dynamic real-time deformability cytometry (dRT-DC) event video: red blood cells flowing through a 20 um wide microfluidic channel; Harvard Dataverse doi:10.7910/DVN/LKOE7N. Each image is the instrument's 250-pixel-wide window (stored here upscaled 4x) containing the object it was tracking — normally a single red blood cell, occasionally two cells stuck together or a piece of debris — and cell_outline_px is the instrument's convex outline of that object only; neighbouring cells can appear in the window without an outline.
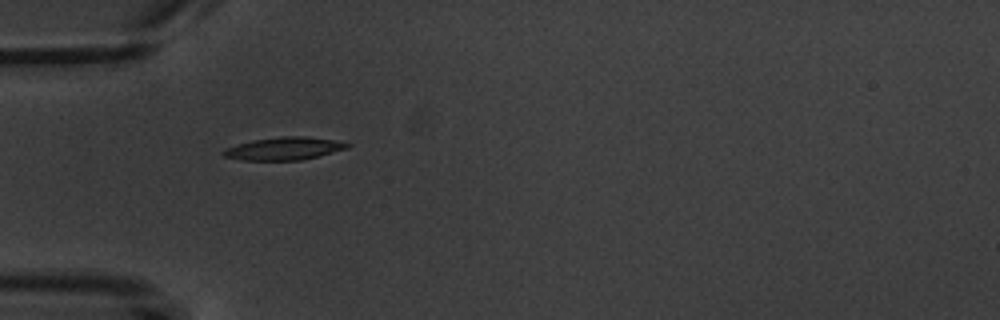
{"species": "common noctule bat (a hibernating species)", "species_latin": "Nyctalus noctula", "temperature_condition": "warm", "stored_images_in_passage": 9, "camera_frame_rate_fps": 3000, "um_per_image_px": 0.085, "animal": {"sex": "male", "body_mass_g": 20.1, "forearm_length_mm": 53.5}, "frame": {"image": 1, "passage_image": 6, "time_ms": 5.667, "image_size_px": [1000, 320], "cell_outline_px": [[352, 144], [348, 148], [300, 160], [240, 160], [224, 156], [220, 152], [224, 148], [252, 140], [280, 136], [304, 136], [332, 140]], "centroid_in_image_um": [24.08, 12.62], "position_along_channel_um": 60.9, "area_um2": 16.3}}
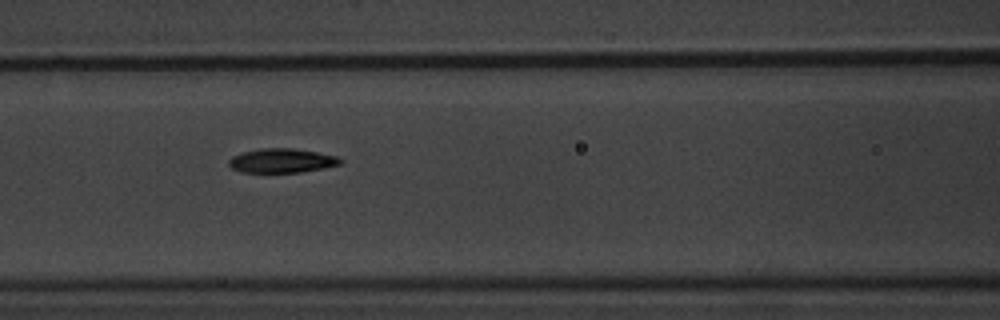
{"frame": {"image": 2, "passage_image": 8, "time_ms": 8.0, "image_size_px": [1000, 320], "cell_outline_px": [[344, 164], [324, 168], [300, 172], [240, 172], [232, 168], [228, 164], [228, 160], [232, 156], [244, 152], [260, 148], [292, 148], [340, 156], [344, 160]], "centroid_in_image_um": [24.01, 13.65], "position_along_channel_um": 142.6, "area_um2": 15.9}}
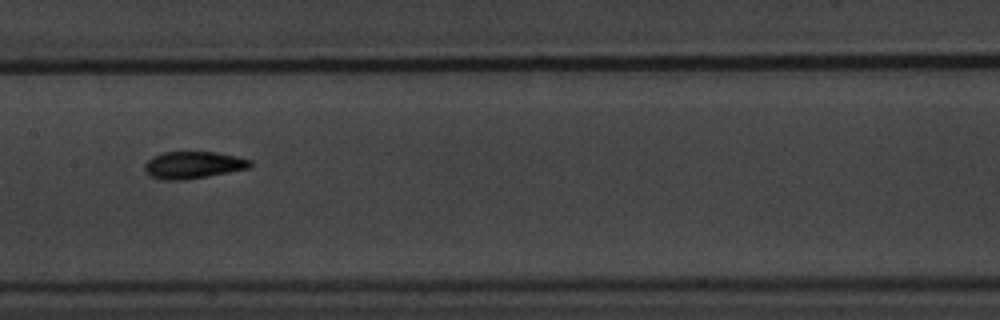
{"frame": {"image": 3, "passage_image": 9, "time_ms": 9.333, "image_size_px": [1000, 320], "cell_outline_px": [[252, 164], [248, 168], [208, 176], [184, 180], [160, 180], [152, 176], [144, 168], [144, 164], [152, 156], [164, 152], [216, 152], [236, 156], [252, 160]], "centroid_in_image_um": [16.41, 14.02], "position_along_channel_um": 191.0, "area_um2": 16.59}}